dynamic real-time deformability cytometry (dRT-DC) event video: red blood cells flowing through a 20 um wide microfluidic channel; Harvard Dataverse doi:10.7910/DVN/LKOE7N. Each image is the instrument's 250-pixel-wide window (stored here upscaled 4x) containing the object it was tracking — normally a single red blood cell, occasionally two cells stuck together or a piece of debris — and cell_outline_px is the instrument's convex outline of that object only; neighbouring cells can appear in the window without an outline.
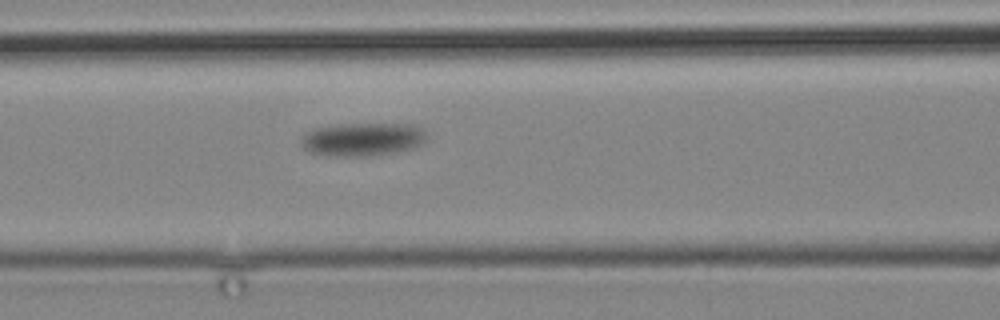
{"species": "common noctule bat (a hibernating species)", "species_latin": "Nyctalus noctula", "temperature_condition": "cold", "stored_images_in_passage": 4, "camera_frame_rate_fps": 3000, "um_per_image_px": 0.085, "animal": {"sex": "male", "body_mass_g": 19.2, "forearm_length_mm": 51.8}, "frame": {"image": 1, "passage_image": 4, "time_ms": 3.667, "image_size_px": [1000, 320], "cell_outline_px": [[428, 136], [424, 144], [412, 148], [396, 152], [368, 156], [328, 156], [312, 152], [304, 148], [300, 144], [300, 136], [316, 128], [340, 124], [416, 124]], "centroid_in_image_um": [30.84, 11.84], "position_along_channel_um": 135.8, "area_um2": 24.51}}